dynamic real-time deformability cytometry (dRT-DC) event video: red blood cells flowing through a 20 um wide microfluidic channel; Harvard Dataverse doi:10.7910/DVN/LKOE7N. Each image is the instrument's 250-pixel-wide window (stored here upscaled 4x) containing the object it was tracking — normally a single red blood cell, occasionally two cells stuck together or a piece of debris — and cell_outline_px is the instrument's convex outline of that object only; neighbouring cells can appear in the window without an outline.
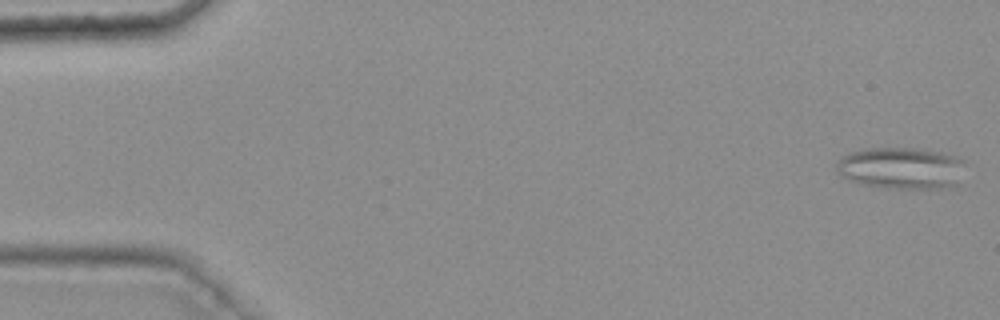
{"species": "common noctule bat (a hibernating species)", "species_latin": "Nyctalus noctula", "temperature_condition": "warm", "stored_images_in_passage": 48, "camera_frame_rate_fps": 3000, "um_per_image_px": 0.085, "animal": {"sex": "female", "body_mass_g": 25.1}, "frame": {"image": 1, "passage_image": 2, "time_ms": 0.333, "image_size_px": [1000, 320], "cell_outline_px": [[964, 164], [956, 184], [940, 188], [888, 188], [860, 184], [848, 180], [840, 176], [836, 172], [836, 164], [844, 156], [852, 152], [868, 148], [912, 148], [940, 152], [952, 156], [960, 160]], "centroid_in_image_um": [76.52, 14.3], "position_along_channel_um": 8.5, "area_um2": 30.87}}
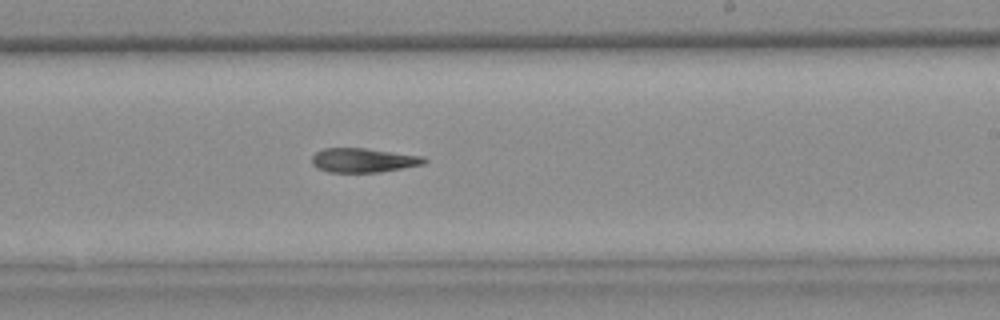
{"frame": {"image": 2, "passage_image": 33, "time_ms": 10.667, "image_size_px": [1000, 320], "cell_outline_px": [[428, 160], [424, 164], [380, 172], [328, 172], [316, 168], [312, 164], [312, 156], [316, 152], [324, 148], [364, 148], [424, 156]], "centroid_in_image_um": [30.88, 13.62], "position_along_channel_um": 258.1, "area_um2": 15.9}}
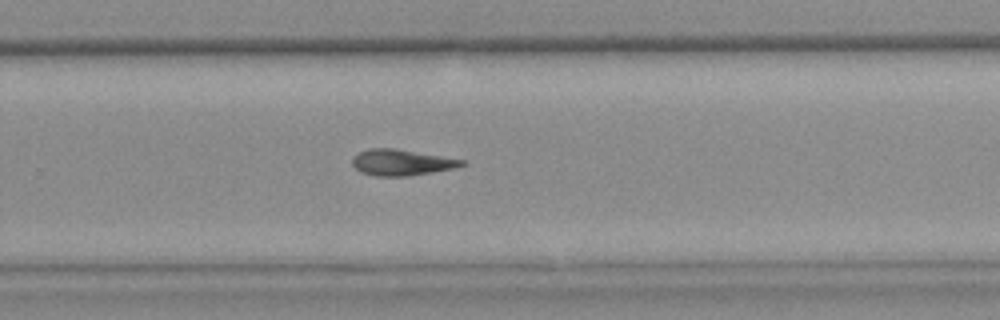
{"frame": {"image": 3, "passage_image": 36, "time_ms": 11.667, "image_size_px": [1000, 320], "cell_outline_px": [[468, 164], [456, 168], [408, 176], [376, 176], [360, 172], [352, 164], [352, 156], [368, 148], [392, 148], [464, 160]], "centroid_in_image_um": [34.11, 13.81], "position_along_channel_um": 295.7, "area_um2": 16.53}}